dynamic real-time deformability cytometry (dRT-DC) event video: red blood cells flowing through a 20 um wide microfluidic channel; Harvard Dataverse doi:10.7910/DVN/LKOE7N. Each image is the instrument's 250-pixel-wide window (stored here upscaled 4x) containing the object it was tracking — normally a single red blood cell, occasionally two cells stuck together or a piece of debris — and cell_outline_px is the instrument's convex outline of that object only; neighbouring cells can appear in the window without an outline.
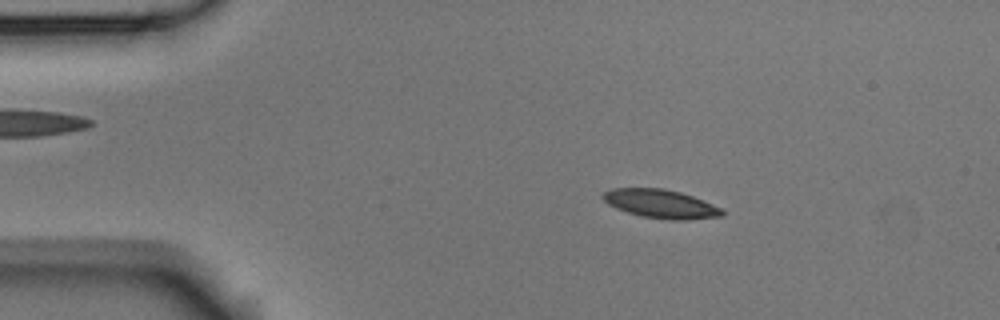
{"species": "Egyptian fruit bat (a non-hibernating species)", "species_latin": "Rousettus aegyptiacus", "temperature_condition": "room temperature", "stored_images_in_passage": 53, "camera_frame_rate_fps": 3000, "um_per_image_px": 0.085, "animal": {"sex": "male"}, "frame": {"image": 1, "passage_image": 9, "time_ms": 2.667, "image_size_px": [1000, 320], "cell_outline_px": [[724, 216], [684, 220], [668, 220], [640, 216], [616, 208], [608, 204], [600, 196], [604, 192], [612, 188], [664, 188], [680, 192], [704, 200], [724, 208]], "centroid_in_image_um": [56.2, 17.33], "position_along_channel_um": 28.8, "area_um2": 20.11}}
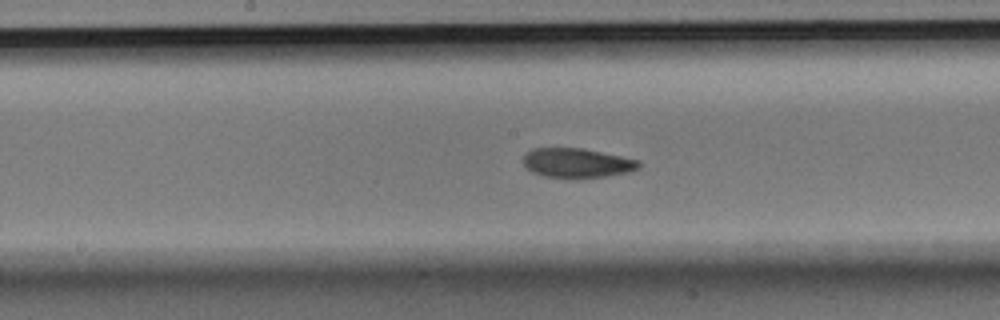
{"frame": {"image": 2, "passage_image": 27, "time_ms": 8.667, "image_size_px": [1000, 320], "cell_outline_px": [[640, 168], [632, 172], [576, 180], [572, 180], [544, 176], [532, 172], [524, 164], [524, 156], [532, 148], [584, 148], [640, 160]], "centroid_in_image_um": [49.08, 13.88], "position_along_channel_um": 199.1, "area_um2": 20.35}}
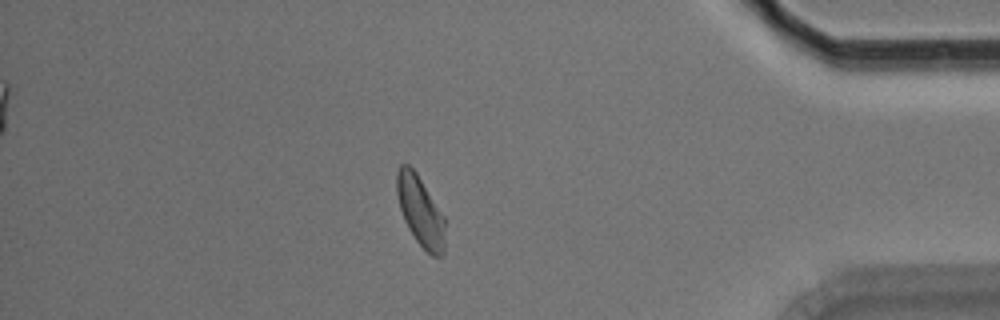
{"frame": {"image": 3, "passage_image": 46, "time_ms": 15.0, "image_size_px": [1000, 320], "cell_outline_px": [[444, 252], [440, 256], [432, 256], [416, 240], [408, 228], [404, 220], [400, 208], [396, 192], [396, 172], [400, 164], [408, 164], [416, 172], [444, 216]], "centroid_in_image_um": [35.71, 17.92], "position_along_channel_um": 399.5, "area_um2": 19.48}, "authors_computed_cell_mechanics": {"area_um2": 19.9988, "velocity_mm_per_s": 3.7448, "shape_relaxation_time_tau1_ms": 3.8684, "shape_relaxation_time_tau2_ms": 5.393, "deformation_change_tau1": 0.1182, "deformation_change_tau2": 0.1127}}